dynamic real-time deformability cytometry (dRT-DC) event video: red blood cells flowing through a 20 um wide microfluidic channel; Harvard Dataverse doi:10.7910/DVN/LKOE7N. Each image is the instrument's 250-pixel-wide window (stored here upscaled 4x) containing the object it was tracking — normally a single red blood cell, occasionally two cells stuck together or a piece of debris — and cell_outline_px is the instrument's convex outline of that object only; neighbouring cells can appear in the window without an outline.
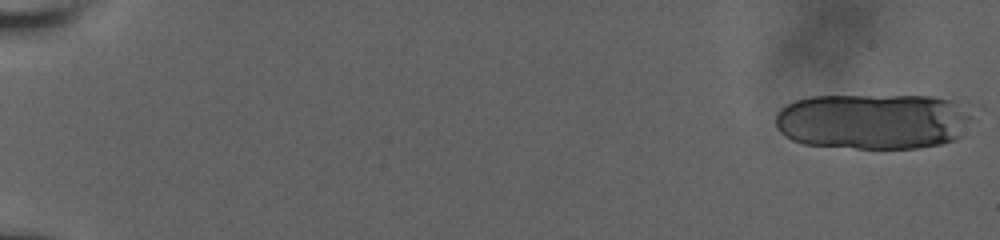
{"species": "human", "species_latin": "Homo sapiens", "temperature_condition": "room temperature", "stored_images_in_passage": 22, "camera_frame_rate_fps": 3000, "um_per_image_px": 0.085, "donor": {"sex": "male"}, "frame": {"image": 1, "passage_image": 1, "time_ms": 0.0, "image_size_px": [1000, 240], "cell_outline_px": [[984, 108], [976, 120], [960, 136], [952, 140], [940, 144], [916, 148], [856, 148], [804, 144], [792, 140], [780, 132], [776, 128], [776, 112], [780, 108], [796, 100], [812, 96], [932, 96], [980, 104]], "centroid_in_image_um": [74.47, 10.28], "position_along_channel_um": 10.5, "area_um2": 66.35}}